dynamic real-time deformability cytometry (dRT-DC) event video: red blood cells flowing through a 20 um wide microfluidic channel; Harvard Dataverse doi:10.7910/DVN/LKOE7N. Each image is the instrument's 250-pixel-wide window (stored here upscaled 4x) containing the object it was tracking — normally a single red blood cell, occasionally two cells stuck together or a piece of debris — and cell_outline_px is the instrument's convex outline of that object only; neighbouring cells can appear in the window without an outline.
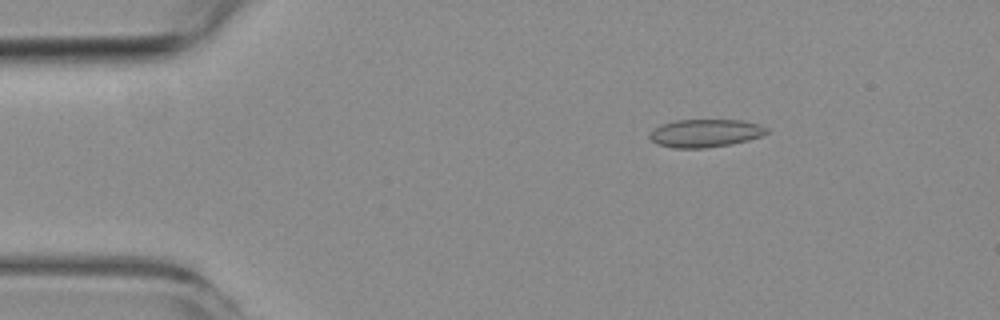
{"species": "common noctule bat (a hibernating species)", "species_latin": "Nyctalus noctula", "temperature_condition": "room temperature", "stored_images_in_passage": 3, "camera_frame_rate_fps": 3000, "um_per_image_px": 0.085, "animal": {"sex": "female", "body_mass_g": 19.3, "forearm_length_mm": 54.1}, "frame": {"image": 1, "passage_image": 1, "time_ms": 0.0, "image_size_px": [1000, 320], "cell_outline_px": [[768, 132], [760, 136], [748, 140], [732, 144], [704, 148], [672, 148], [656, 144], [648, 136], [656, 128], [664, 124], [676, 120], [744, 120], [768, 128]], "centroid_in_image_um": [59.95, 11.33], "position_along_channel_um": 25.0, "area_um2": 18.9}}